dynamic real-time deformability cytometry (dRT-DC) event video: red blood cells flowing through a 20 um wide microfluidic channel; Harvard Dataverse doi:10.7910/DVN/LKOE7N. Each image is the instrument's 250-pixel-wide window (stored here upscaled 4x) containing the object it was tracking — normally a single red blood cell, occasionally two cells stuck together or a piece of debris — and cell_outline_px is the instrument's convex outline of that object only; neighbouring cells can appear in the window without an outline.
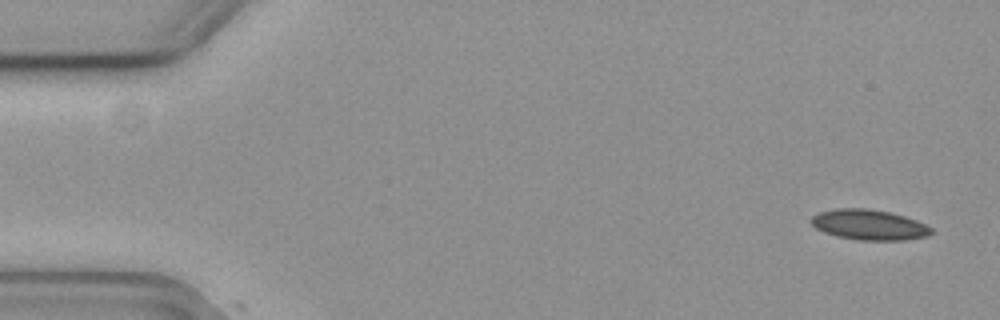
{"species": "common noctule bat (a hibernating species)", "species_latin": "Nyctalus noctula", "temperature_condition": "cold", "stored_images_in_passage": 2, "camera_frame_rate_fps": 3000, "um_per_image_px": 0.085, "animal": {"sex": "female", "body_mass_g": 19.3, "forearm_length_mm": 54.1}, "frame": {"image": 1, "passage_image": 1, "time_ms": 0.0, "image_size_px": [1000, 320], "cell_outline_px": [[932, 232], [928, 236], [904, 240], [860, 240], [836, 236], [824, 232], [816, 228], [812, 224], [812, 216], [820, 212], [836, 208], [864, 208], [888, 212], [904, 216], [916, 220], [932, 228]], "centroid_in_image_um": [73.87, 19.11], "position_along_channel_um": 11.1, "area_um2": 21.04}}